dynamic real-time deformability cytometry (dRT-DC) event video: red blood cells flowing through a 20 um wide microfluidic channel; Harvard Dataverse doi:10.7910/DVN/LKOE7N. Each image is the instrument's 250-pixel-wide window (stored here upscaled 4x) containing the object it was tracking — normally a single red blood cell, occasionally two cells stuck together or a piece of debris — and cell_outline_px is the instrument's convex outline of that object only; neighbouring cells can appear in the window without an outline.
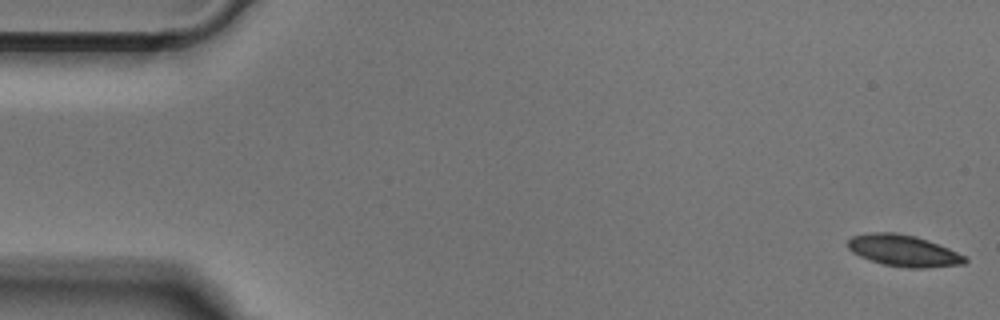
{"species": "Egyptian fruit bat (a non-hibernating species)", "species_latin": "Rousettus aegyptiacus", "temperature_condition": "cold", "stored_images_in_passage": 14, "camera_frame_rate_fps": 3000, "um_per_image_px": 0.085, "animal": {"sex": "male"}, "frame": {"image": 1, "passage_image": 1, "time_ms": 0.0, "image_size_px": [1000, 320], "cell_outline_px": [[968, 260], [964, 264], [928, 268], [908, 268], [884, 264], [860, 256], [852, 252], [848, 248], [848, 240], [852, 236], [872, 232], [892, 232], [916, 236], [928, 240], [968, 256]], "centroid_in_image_um": [76.84, 21.31], "position_along_channel_um": 8.2, "area_um2": 21.5}}